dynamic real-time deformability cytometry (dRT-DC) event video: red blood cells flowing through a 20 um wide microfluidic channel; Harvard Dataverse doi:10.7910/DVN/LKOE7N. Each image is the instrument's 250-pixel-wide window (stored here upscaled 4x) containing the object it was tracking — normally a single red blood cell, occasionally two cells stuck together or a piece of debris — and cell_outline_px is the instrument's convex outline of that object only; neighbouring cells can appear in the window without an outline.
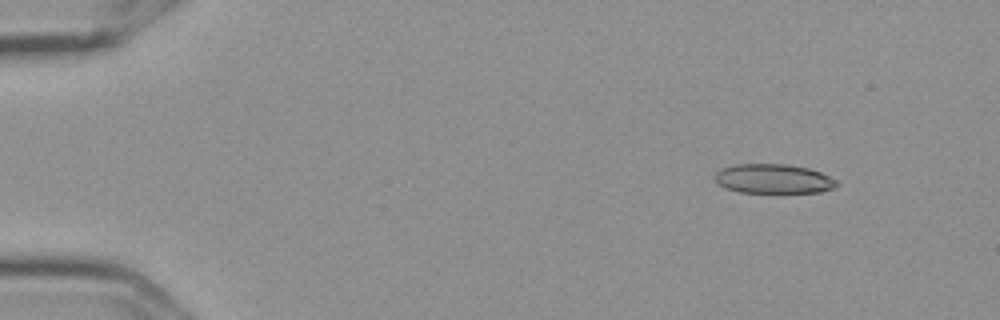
{"species": "Egyptian fruit bat (a non-hibernating species)", "species_latin": "Rousettus aegyptiacus", "temperature_condition": "cold", "stored_images_in_passage": 5, "camera_frame_rate_fps": 3000, "um_per_image_px": 0.085, "frame": {"image": 1, "passage_image": 1, "time_ms": 0.0, "image_size_px": [1000, 320], "cell_outline_px": [[840, 184], [836, 188], [820, 192], [740, 192], [724, 188], [716, 180], [716, 172], [720, 168], [732, 164], [788, 164], [808, 168], [820, 172], [836, 180]], "centroid_in_image_um": [65.76, 15.19], "position_along_channel_um": 19.2, "area_um2": 20.92}}
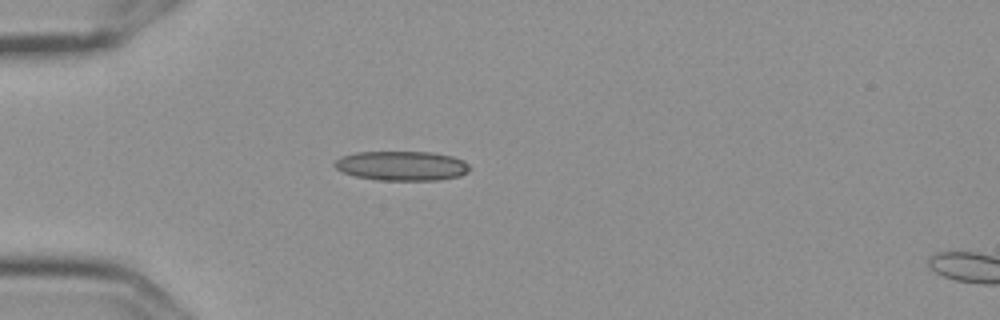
{"frame": {"image": 2, "passage_image": 4, "time_ms": 1.0, "image_size_px": [1000, 320], "cell_outline_px": [[468, 172], [460, 176], [440, 180], [380, 180], [356, 176], [340, 172], [332, 164], [340, 156], [356, 152], [432, 152], [452, 156], [464, 160], [468, 164]], "centroid_in_image_um": [34.13, 14.09], "position_along_channel_um": 50.9, "area_um2": 23.35}}